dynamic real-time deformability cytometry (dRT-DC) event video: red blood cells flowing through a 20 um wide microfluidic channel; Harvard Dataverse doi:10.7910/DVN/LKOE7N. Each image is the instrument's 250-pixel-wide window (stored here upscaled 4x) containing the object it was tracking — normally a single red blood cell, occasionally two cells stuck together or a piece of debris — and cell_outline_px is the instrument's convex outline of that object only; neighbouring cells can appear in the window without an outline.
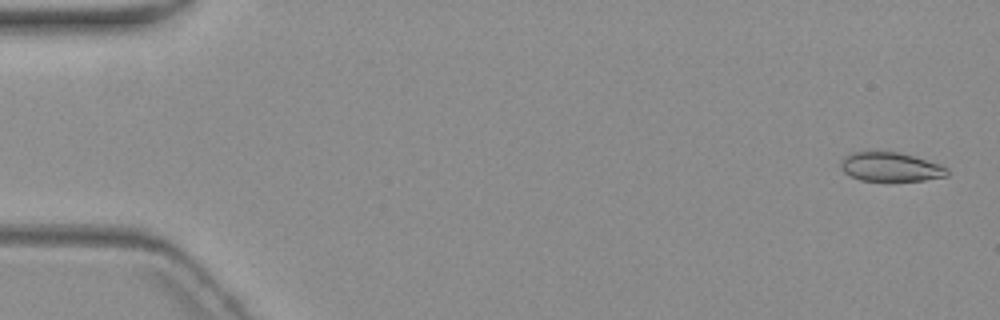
{"species": "common noctule bat (a hibernating species)", "species_latin": "Nyctalus noctula", "temperature_condition": "warm", "stored_images_in_passage": 6, "camera_frame_rate_fps": 3000, "um_per_image_px": 0.085, "animal": {"sex": "female", "body_mass_g": 19.3, "forearm_length_mm": 54.1}, "frame": {"image": 1, "passage_image": 1, "time_ms": 0.0, "image_size_px": [1000, 320], "cell_outline_px": [[948, 176], [924, 180], [892, 184], [860, 180], [848, 176], [840, 168], [840, 160], [844, 156], [852, 152], [896, 152], [912, 156], [940, 164], [948, 168]], "centroid_in_image_um": [75.67, 14.25], "position_along_channel_um": 9.3, "area_um2": 18.84}}